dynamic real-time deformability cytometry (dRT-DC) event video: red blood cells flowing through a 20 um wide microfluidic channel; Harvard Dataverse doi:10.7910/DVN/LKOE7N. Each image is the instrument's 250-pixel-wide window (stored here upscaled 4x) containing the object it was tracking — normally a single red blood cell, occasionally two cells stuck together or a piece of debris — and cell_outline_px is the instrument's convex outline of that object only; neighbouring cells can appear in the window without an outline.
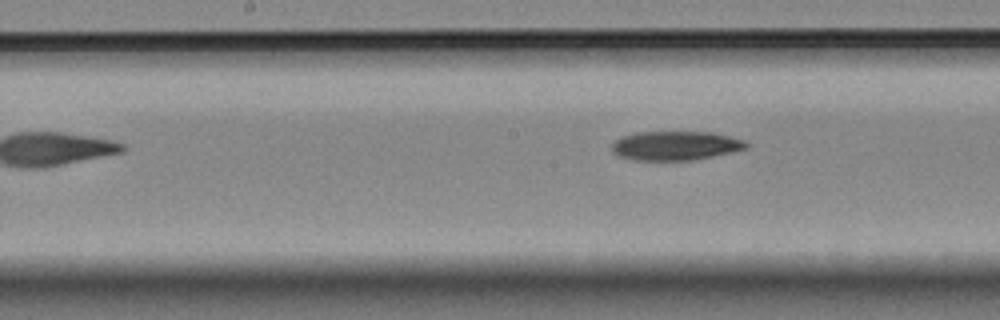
{"species": "Egyptian fruit bat (a non-hibernating species)", "species_latin": "Rousettus aegyptiacus", "temperature_condition": "room temperature", "stored_images_in_passage": 10, "segment_of_instrument_passage": [2, 2], "camera_frame_rate_fps": 3000, "um_per_image_px": 0.085, "animal": {"sex": "female"}, "frame": {"image": 1, "passage_image": 10, "time_ms": 3.0, "image_size_px": [1000, 320], "cell_outline_px": [[748, 148], [732, 152], [692, 160], [632, 160], [620, 156], [612, 152], [612, 144], [620, 136], [636, 132], [712, 132], [744, 140], [748, 144]], "centroid_in_image_um": [57.39, 12.38], "position_along_channel_um": 190.8, "area_um2": 22.77}}